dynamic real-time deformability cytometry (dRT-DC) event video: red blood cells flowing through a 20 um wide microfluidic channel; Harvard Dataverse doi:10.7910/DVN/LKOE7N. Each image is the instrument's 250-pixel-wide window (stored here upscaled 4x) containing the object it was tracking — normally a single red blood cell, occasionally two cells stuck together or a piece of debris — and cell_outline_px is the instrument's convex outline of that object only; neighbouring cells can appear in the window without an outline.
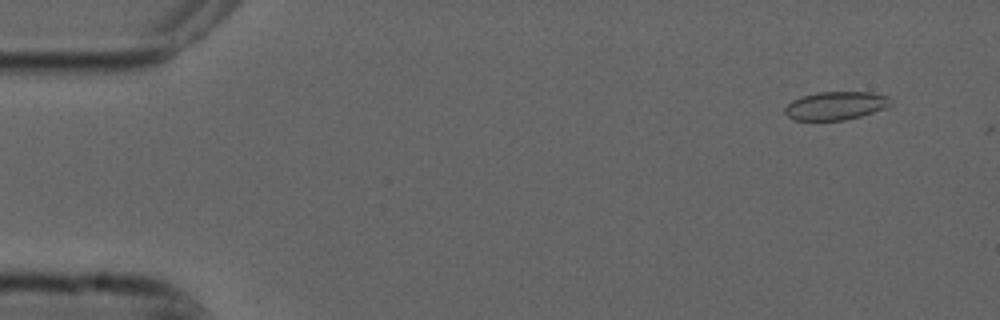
{"species": "common noctule bat (a hibernating species)", "species_latin": "Nyctalus noctula", "temperature_condition": "cold", "stored_images_in_passage": 5, "camera_frame_rate_fps": 3000, "um_per_image_px": 0.085, "animal": {"sex": "male", "forearm_length_mm": 52.5}, "frame": {"image": 1, "passage_image": 4, "time_ms": 1.0, "image_size_px": [1000, 320], "cell_outline_px": [[892, 104], [888, 108], [860, 116], [844, 120], [792, 120], [784, 112], [784, 108], [792, 100], [800, 96], [816, 92], [872, 92], [888, 96], [892, 100]], "centroid_in_image_um": [71.05, 8.98], "position_along_channel_um": 13.9, "area_um2": 17.69}}